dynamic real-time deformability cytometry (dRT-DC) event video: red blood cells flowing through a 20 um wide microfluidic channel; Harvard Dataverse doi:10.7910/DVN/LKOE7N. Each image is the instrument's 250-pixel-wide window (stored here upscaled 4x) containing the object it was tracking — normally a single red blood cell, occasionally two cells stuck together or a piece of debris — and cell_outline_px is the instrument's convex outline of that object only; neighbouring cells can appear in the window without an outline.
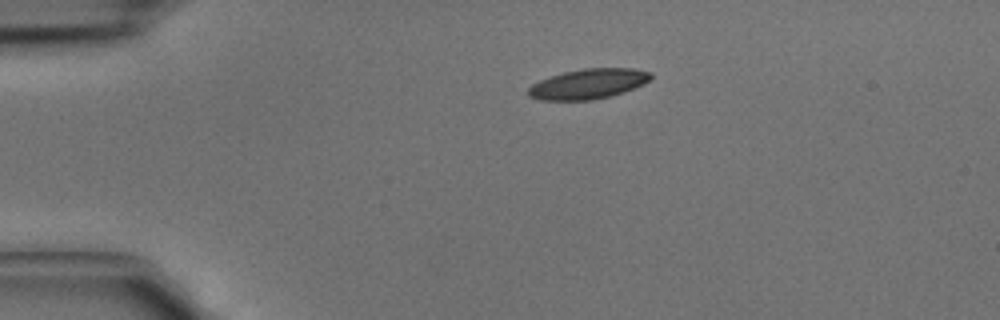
{"species": "common noctule bat (a hibernating species)", "species_latin": "Nyctalus noctula", "temperature_condition": "cold", "stored_images_in_passage": 2, "camera_frame_rate_fps": 3000, "um_per_image_px": 0.085, "animal": {"sex": "male", "body_mass_g": 15.6}, "frame": {"image": 1, "passage_image": 1, "time_ms": 0.0, "image_size_px": [1000, 320], "cell_outline_px": [[652, 76], [644, 84], [624, 92], [612, 96], [592, 100], [540, 100], [528, 96], [528, 88], [532, 84], [540, 80], [564, 72], [584, 68], [636, 68], [652, 72]], "centroid_in_image_um": [50.02, 7.13], "position_along_channel_um": 35.0, "area_um2": 21.56}}